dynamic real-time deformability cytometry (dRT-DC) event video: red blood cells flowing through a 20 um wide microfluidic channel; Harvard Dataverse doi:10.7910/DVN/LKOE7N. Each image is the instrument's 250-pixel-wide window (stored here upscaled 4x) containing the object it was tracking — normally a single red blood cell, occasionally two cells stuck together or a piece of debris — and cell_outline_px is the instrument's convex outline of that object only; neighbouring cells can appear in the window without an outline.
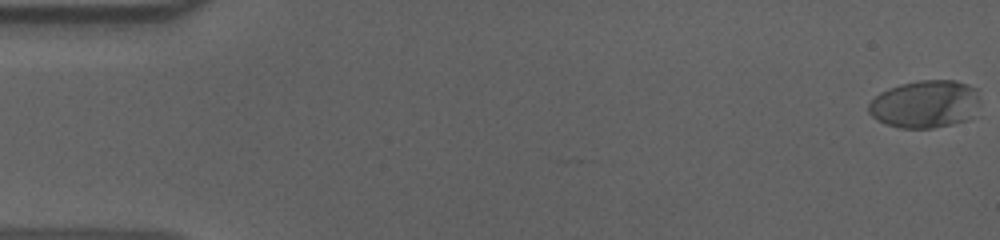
{"species": "human", "species_latin": "Homo sapiens", "temperature_condition": "cold", "stored_images_in_passage": 57, "camera_frame_rate_fps": 3000, "um_per_image_px": 0.085, "donor": {"sex": "male"}, "frame": {"image": 1, "passage_image": 1, "time_ms": 0.0, "image_size_px": [1000, 240], "cell_outline_px": [[976, 100], [972, 116], [968, 120], [952, 124], [932, 128], [900, 128], [876, 120], [868, 112], [868, 104], [880, 92], [888, 88], [900, 84], [920, 80], [956, 80], [968, 84], [976, 88]], "centroid_in_image_um": [78.58, 8.84], "position_along_channel_um": 6.4, "area_um2": 30.75}}
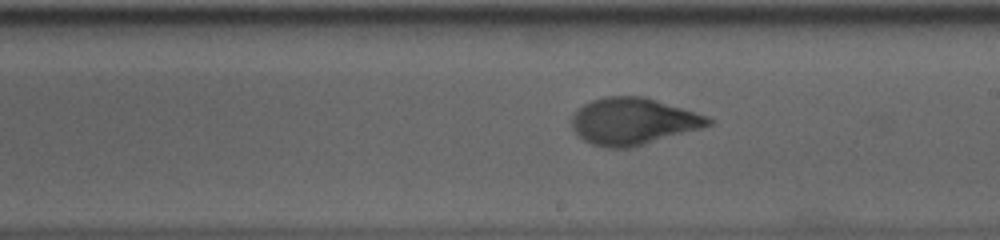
{"frame": {"image": 2, "passage_image": 33, "time_ms": 10.667, "image_size_px": [1000, 240], "cell_outline_px": [[712, 124], [700, 128], [632, 148], [608, 148], [592, 144], [584, 140], [572, 128], [572, 116], [584, 104], [592, 100], [604, 96], [644, 96], [708, 116], [712, 120]], "centroid_in_image_um": [53.81, 10.31], "position_along_channel_um": 235.2, "area_um2": 36.99}}
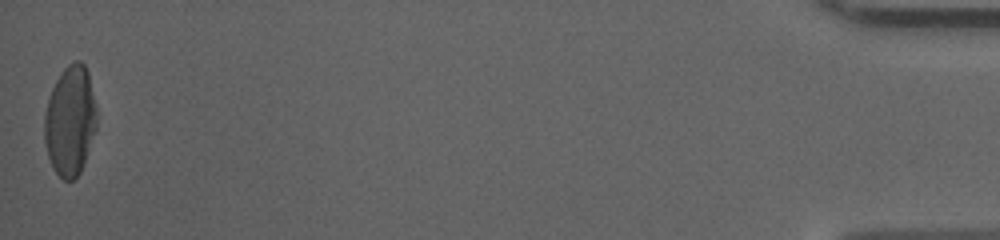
{"frame": {"image": 3, "passage_image": 57, "time_ms": 18.667, "image_size_px": [1000, 240], "cell_outline_px": [[96, 132], [84, 164], [80, 172], [72, 180], [64, 180], [52, 168], [48, 156], [44, 140], [44, 116], [48, 100], [52, 88], [56, 80], [64, 68], [68, 64], [76, 60], [80, 60], [84, 64], [88, 72], [96, 108]], "centroid_in_image_um": [5.96, 10.27], "position_along_channel_um": 429.2, "area_um2": 33.58}, "authors_computed_cell_mechanics": {"area_um2": 36.0672, "velocity_mm_per_s": 3.6261, "shape_relaxation_time_tau1_ms": 5.1287, "shape_relaxation_time_tau2_ms": null, "deformation_change_tau1": 0.2145, "deformation_change_tau2": null}}